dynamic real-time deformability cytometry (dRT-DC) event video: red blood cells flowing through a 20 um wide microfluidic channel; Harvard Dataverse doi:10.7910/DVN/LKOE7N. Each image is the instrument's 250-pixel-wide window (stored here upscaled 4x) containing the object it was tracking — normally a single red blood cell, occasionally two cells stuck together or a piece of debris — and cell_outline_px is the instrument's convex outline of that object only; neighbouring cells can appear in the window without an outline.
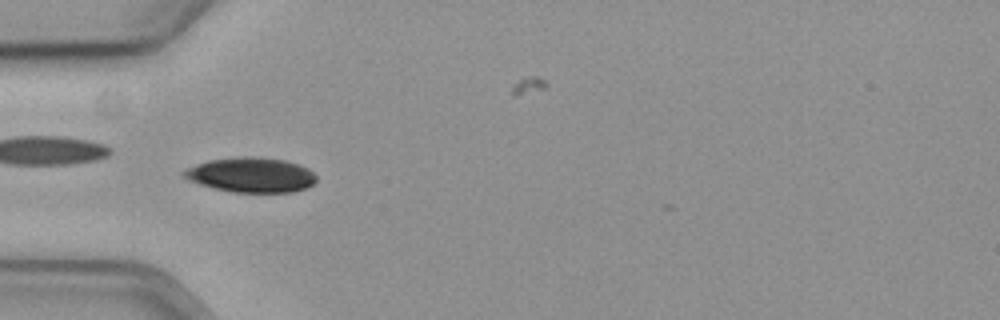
{"species": "common noctule bat (a hibernating species)", "species_latin": "Nyctalus noctula", "temperature_condition": "cold", "stored_images_in_passage": 11, "camera_frame_rate_fps": 3000, "um_per_image_px": 0.085, "animal": {"sex": "female", "body_mass_g": 19.3, "forearm_length_mm": 54.1}, "frame": {"image": 1, "passage_image": 4, "time_ms": 1.0, "image_size_px": [1000, 320], "cell_outline_px": [[316, 180], [312, 184], [304, 188], [292, 192], [232, 192], [200, 184], [188, 180], [180, 172], [184, 168], [208, 160], [240, 156], [256, 156], [284, 160], [300, 164], [308, 168], [316, 176]], "centroid_in_image_um": [21.31, 14.85], "position_along_channel_um": 63.7, "area_um2": 26.99}}